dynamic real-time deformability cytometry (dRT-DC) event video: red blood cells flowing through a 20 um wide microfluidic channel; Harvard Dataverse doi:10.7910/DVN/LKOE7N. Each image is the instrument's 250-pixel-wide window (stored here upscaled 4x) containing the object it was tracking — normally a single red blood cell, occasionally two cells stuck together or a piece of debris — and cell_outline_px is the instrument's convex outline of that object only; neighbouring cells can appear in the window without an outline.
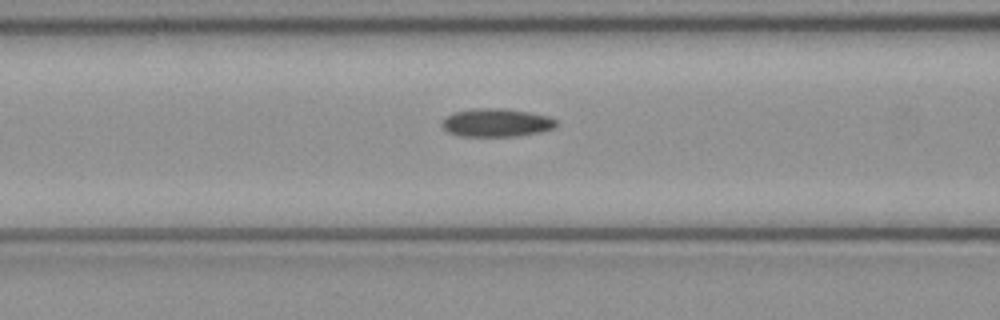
{"species": "common noctule bat (a hibernating species)", "species_latin": "Nyctalus noctula", "temperature_condition": "cold", "stored_images_in_passage": 43, "camera_frame_rate_fps": 3000, "um_per_image_px": 0.085, "animal": {"sex": "female", "body_mass_g": 21.9}, "frame": {"image": 1, "passage_image": 12, "time_ms": 3.667, "image_size_px": [1000, 320], "cell_outline_px": [[560, 124], [556, 128], [540, 132], [520, 136], [460, 136], [448, 132], [440, 124], [444, 116], [452, 112], [472, 108], [504, 108], [528, 112], [548, 116], [556, 120]], "centroid_in_image_um": [42.19, 10.42], "position_along_channel_um": 124.4, "area_um2": 19.19}}
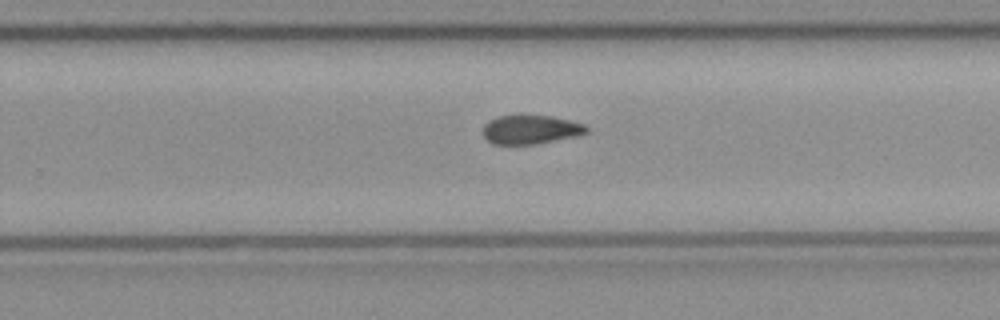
{"frame": {"image": 2, "passage_image": 24, "time_ms": 7.667, "image_size_px": [1000, 320], "cell_outline_px": [[588, 132], [576, 136], [536, 144], [492, 144], [484, 136], [484, 124], [488, 120], [500, 116], [520, 112], [552, 116], [584, 124], [588, 128]], "centroid_in_image_um": [45.08, 10.97], "position_along_channel_um": 284.7, "area_um2": 17.98}}
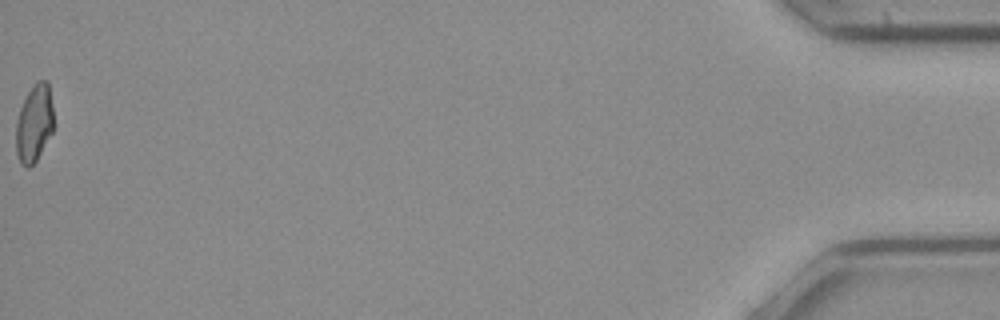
{"frame": {"image": 3, "passage_image": 43, "time_ms": 14.0, "image_size_px": [1000, 320], "cell_outline_px": [[52, 132], [36, 160], [28, 168], [24, 168], [20, 164], [16, 152], [16, 120], [20, 108], [32, 84], [36, 80], [48, 80], [52, 104]], "centroid_in_image_um": [2.89, 10.47], "position_along_channel_um": 432.3, "area_um2": 16.99}}